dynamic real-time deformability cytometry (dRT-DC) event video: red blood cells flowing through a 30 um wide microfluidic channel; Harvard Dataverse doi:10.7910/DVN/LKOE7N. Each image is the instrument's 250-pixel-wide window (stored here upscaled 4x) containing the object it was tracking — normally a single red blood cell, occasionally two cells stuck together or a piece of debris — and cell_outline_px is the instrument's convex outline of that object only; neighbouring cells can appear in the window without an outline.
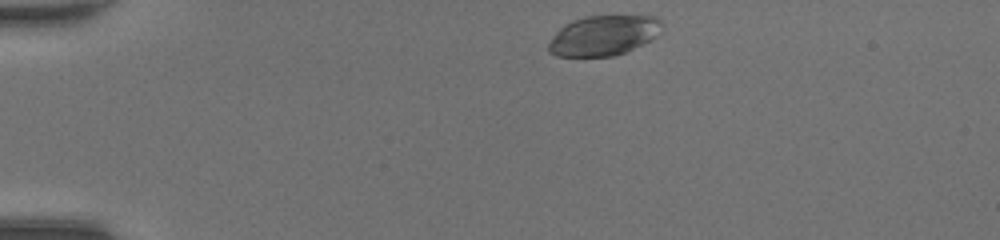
{"species": "common noctule bat (a hibernating species)", "species_latin": "Nyctalus noctula", "temperature_condition": "room temperature", "stored_images_in_passage": 39, "camera_frame_rate_fps": 3000, "um_per_image_px": 0.085, "animal": {"sex": "female", "body_mass_g": 20.0, "forearm_length_mm": 54.0}, "frame": {"image": 1, "passage_image": 1, "time_ms": 0.0, "image_size_px": [1000, 240], "cell_outline_px": [[660, 24], [656, 36], [628, 52], [612, 56], [556, 56], [548, 52], [548, 44], [556, 32], [564, 24], [572, 20], [584, 16], [656, 16], [660, 20]], "centroid_in_image_um": [51.25, 3.02], "position_along_channel_um": 33.7, "area_um2": 26.3}}
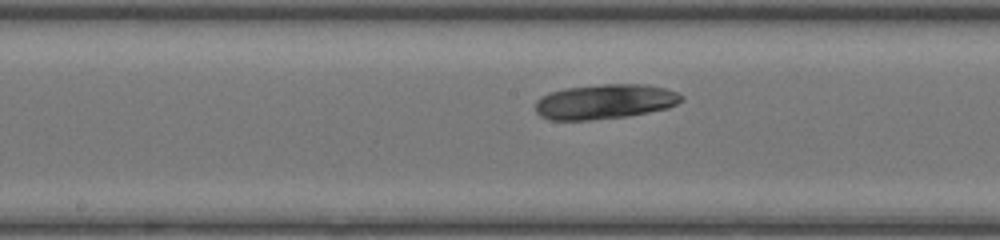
{"frame": {"image": 2, "passage_image": 17, "time_ms": 5.333, "image_size_px": [1000, 240], "cell_outline_px": [[684, 100], [668, 108], [628, 116], [588, 120], [552, 120], [540, 116], [536, 112], [536, 100], [540, 96], [564, 88], [604, 84], [644, 84], [664, 88], [676, 92], [684, 96]], "centroid_in_image_um": [51.41, 8.64], "position_along_channel_um": 196.8, "area_um2": 29.65}}
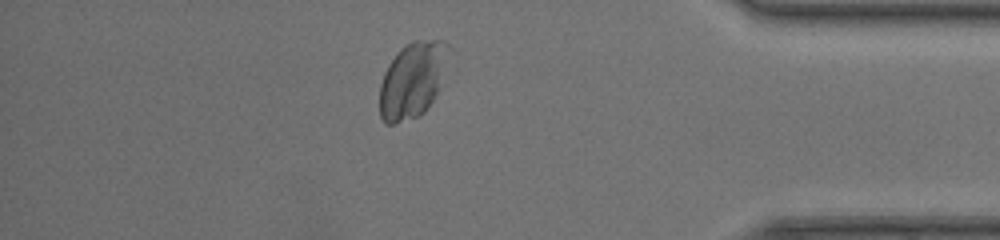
{"frame": {"image": 3, "passage_image": 33, "time_ms": 10.667, "image_size_px": [1000, 240], "cell_outline_px": [[452, 48], [436, 92], [432, 100], [424, 112], [420, 116], [392, 124], [384, 124], [380, 116], [380, 84], [384, 72], [388, 64], [396, 52], [400, 48], [412, 40], [444, 40]], "centroid_in_image_um": [35.04, 6.77], "position_along_channel_um": 400.2, "area_um2": 30.58}}